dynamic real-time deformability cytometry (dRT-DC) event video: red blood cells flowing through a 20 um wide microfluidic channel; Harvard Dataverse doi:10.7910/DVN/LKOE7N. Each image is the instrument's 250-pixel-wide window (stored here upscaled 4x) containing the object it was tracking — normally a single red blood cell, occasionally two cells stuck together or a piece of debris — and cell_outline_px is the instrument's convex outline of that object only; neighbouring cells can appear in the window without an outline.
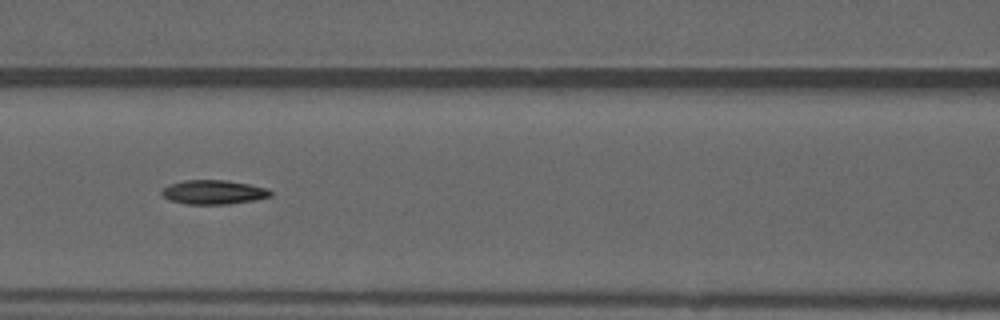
{"species": "common noctule bat (a hibernating species)", "species_latin": "Nyctalus noctula", "temperature_condition": "warm", "stored_images_in_passage": 51, "camera_frame_rate_fps": 3000, "um_per_image_px": 0.085, "animal": {"sex": "male", "forearm_length_mm": 52.5}, "frame": {"image": 1, "passage_image": 22, "time_ms": 7.0, "image_size_px": [1000, 320], "cell_outline_px": [[272, 196], [252, 200], [228, 204], [184, 204], [168, 200], [160, 192], [168, 184], [184, 180], [224, 180], [248, 184], [268, 188], [272, 192]], "centroid_in_image_um": [18.12, 16.33], "position_along_channel_um": 148.5, "area_um2": 15.32}, "authors_computed_cell_mechanics": {"area_um2": 15.2014, "velocity_mm_per_s": 3.9503, "shape_relaxation_time_tau1_ms": 9.7926, "shape_relaxation_time_tau2_ms": 5.7238, "deformation_change_tau1": 0.2554, "deformation_change_tau2": 0.1427}}